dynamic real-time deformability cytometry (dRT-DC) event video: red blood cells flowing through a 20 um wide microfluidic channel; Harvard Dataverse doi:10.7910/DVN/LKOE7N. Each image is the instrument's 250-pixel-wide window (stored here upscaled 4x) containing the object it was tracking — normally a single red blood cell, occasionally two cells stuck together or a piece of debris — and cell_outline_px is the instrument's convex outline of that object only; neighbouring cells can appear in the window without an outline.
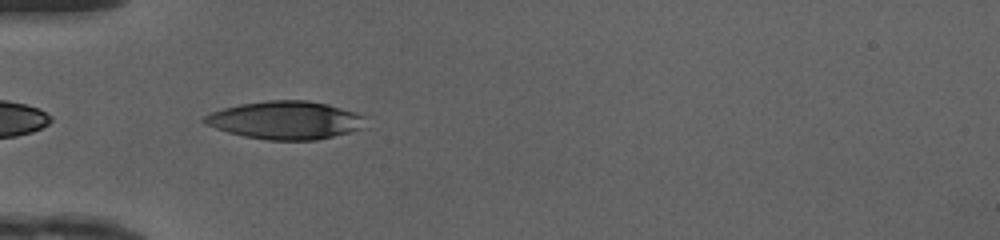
{"species": "human", "species_latin": "Homo sapiens", "temperature_condition": "cold", "stored_images_in_passage": 33, "camera_frame_rate_fps": 3000, "um_per_image_px": 0.085, "donor": {"sex": "female"}, "frame": {"image": 1, "passage_image": 2, "time_ms": 0.333, "image_size_px": [1000, 240], "cell_outline_px": [[364, 128], [316, 140], [268, 140], [244, 136], [228, 132], [204, 124], [200, 120], [204, 116], [212, 112], [224, 108], [240, 104], [268, 100], [308, 100], [328, 104], [356, 112], [364, 116]], "centroid_in_image_um": [24.25, 10.21], "position_along_channel_um": 60.7, "area_um2": 35.66}}
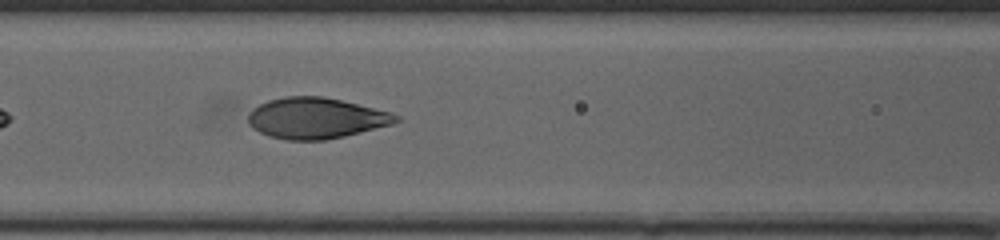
{"frame": {"image": 2, "passage_image": 8, "time_ms": 2.333, "image_size_px": [1000, 240], "cell_outline_px": [[400, 120], [392, 124], [344, 136], [324, 140], [288, 140], [268, 136], [252, 128], [248, 124], [248, 112], [252, 108], [268, 100], [284, 96], [324, 96], [392, 112], [400, 116]], "centroid_in_image_um": [26.83, 10.03], "position_along_channel_um": 139.8, "area_um2": 35.37}}
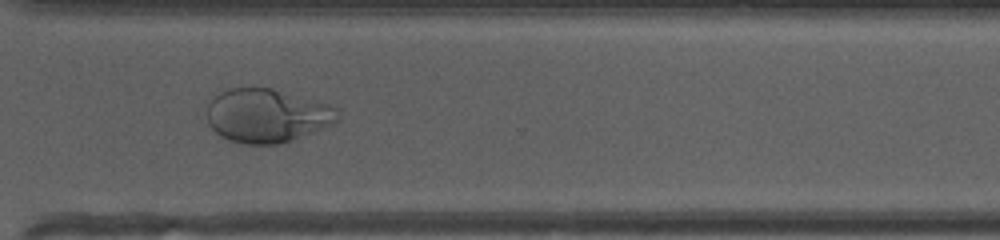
{"frame": {"image": 3, "passage_image": 23, "time_ms": 7.333, "image_size_px": [1000, 240], "cell_outline_px": [[340, 116], [332, 124], [288, 144], [244, 144], [228, 140], [220, 136], [208, 124], [208, 104], [212, 96], [228, 88], [272, 88], [328, 104], [336, 108]], "centroid_in_image_um": [22.68, 9.85], "position_along_channel_um": 347.9, "area_um2": 41.27}, "authors_computed_cell_mechanics": {"area_um2": 35.836, "velocity_mm_per_s": 4.1691, "shape_relaxation_time_tau1_ms": 3.6139, "shape_relaxation_time_tau2_ms": 0.6719, "deformation_change_tau1": 0.1941, "deformation_change_tau2": 0.053}}